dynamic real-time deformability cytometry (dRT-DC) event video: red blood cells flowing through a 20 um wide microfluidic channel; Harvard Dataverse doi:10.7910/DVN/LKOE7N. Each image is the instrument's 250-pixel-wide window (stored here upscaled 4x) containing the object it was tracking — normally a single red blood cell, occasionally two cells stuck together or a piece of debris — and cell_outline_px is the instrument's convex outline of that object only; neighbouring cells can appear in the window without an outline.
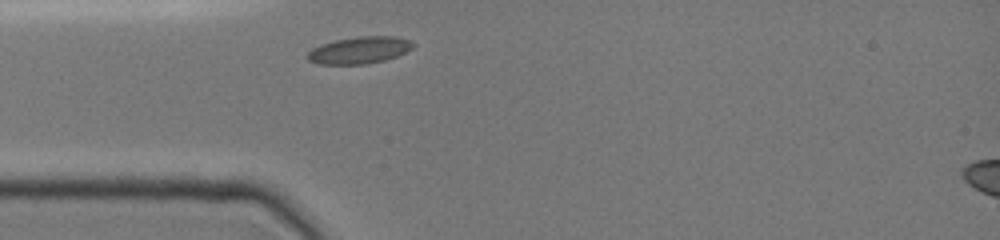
{"species": "common noctule bat (a hibernating species)", "species_latin": "Nyctalus noctula", "temperature_condition": "cold", "stored_images_in_passage": 15, "camera_frame_rate_fps": 3000, "um_per_image_px": 0.085, "animal": {"sex": "female", "body_mass_g": 19.0, "forearm_length_mm": 51.5}, "frame": {"image": 1, "passage_image": 1, "time_ms": 0.0, "image_size_px": [1000, 240], "cell_outline_px": [[416, 44], [412, 48], [396, 56], [384, 60], [368, 64], [320, 64], [308, 60], [304, 56], [312, 48], [320, 44], [336, 40], [356, 36], [396, 36], [408, 40]], "centroid_in_image_um": [30.51, 4.26], "position_along_channel_um": 54.5, "area_um2": 16.65}}
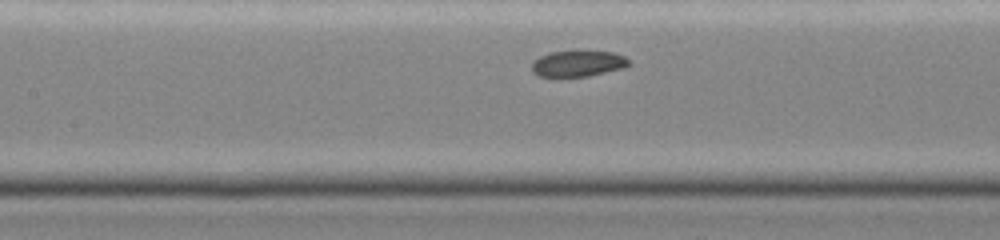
{"frame": {"image": 2, "passage_image": 9, "time_ms": 2.667, "image_size_px": [1000, 240], "cell_outline_px": [[632, 64], [624, 68], [588, 76], [536, 76], [532, 72], [532, 64], [540, 56], [552, 52], [576, 48], [580, 48], [612, 52], [624, 56], [632, 60]], "centroid_in_image_um": [49.19, 5.35], "position_along_channel_um": 158.2, "area_um2": 15.43}}
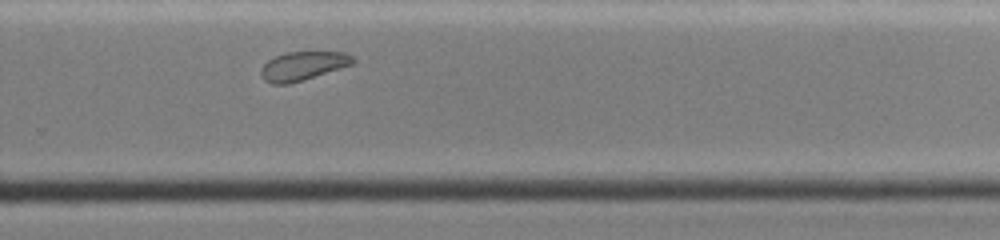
{"frame": {"image": 3, "passage_image": 15, "time_ms": 6.333, "image_size_px": [1000, 240], "cell_outline_px": [[356, 60], [352, 64], [288, 84], [272, 84], [264, 80], [260, 72], [260, 68], [268, 60], [276, 56], [288, 52], [344, 52], [352, 56]], "centroid_in_image_um": [25.71, 5.59], "position_along_channel_um": 304.1, "area_um2": 15.09}}